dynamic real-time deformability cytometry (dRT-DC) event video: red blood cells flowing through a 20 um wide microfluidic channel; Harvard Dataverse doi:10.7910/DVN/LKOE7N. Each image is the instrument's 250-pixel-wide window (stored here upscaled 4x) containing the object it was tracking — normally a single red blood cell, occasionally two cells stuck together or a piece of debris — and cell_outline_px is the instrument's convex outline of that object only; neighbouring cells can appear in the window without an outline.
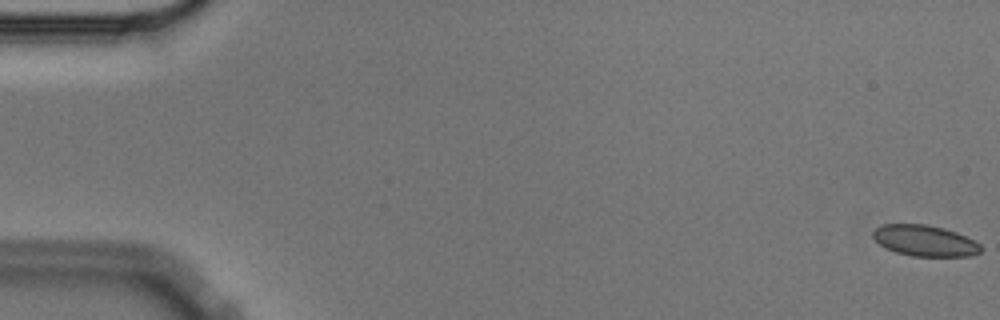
{"species": "Egyptian fruit bat (a non-hibernating species)", "species_latin": "Rousettus aegyptiacus", "temperature_condition": "cold", "stored_images_in_passage": 57, "camera_frame_rate_fps": 3000, "um_per_image_px": 0.085, "animal": {"sex": "male"}, "frame": {"image": 1, "passage_image": 1, "time_ms": 0.0, "image_size_px": [1000, 320], "cell_outline_px": [[980, 252], [972, 256], [912, 256], [896, 252], [884, 248], [872, 236], [872, 232], [880, 224], [928, 224], [944, 228], [956, 232], [980, 244]], "centroid_in_image_um": [78.57, 20.45], "position_along_channel_um": 6.4, "area_um2": 19.48}}
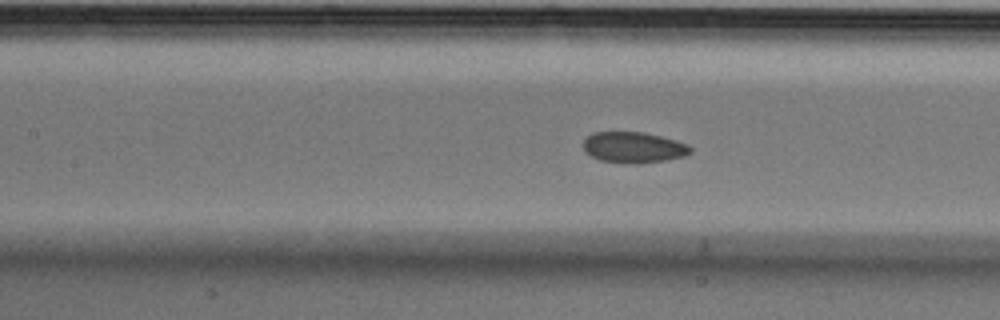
{"frame": {"image": 2, "passage_image": 26, "time_ms": 8.333, "image_size_px": [1000, 320], "cell_outline_px": [[692, 152], [684, 156], [664, 160], [640, 164], [624, 164], [600, 160], [592, 156], [584, 148], [584, 140], [592, 132], [644, 132], [676, 140], [688, 144], [692, 148]], "centroid_in_image_um": [53.88, 12.53], "position_along_channel_um": 153.5, "area_um2": 19.36}}
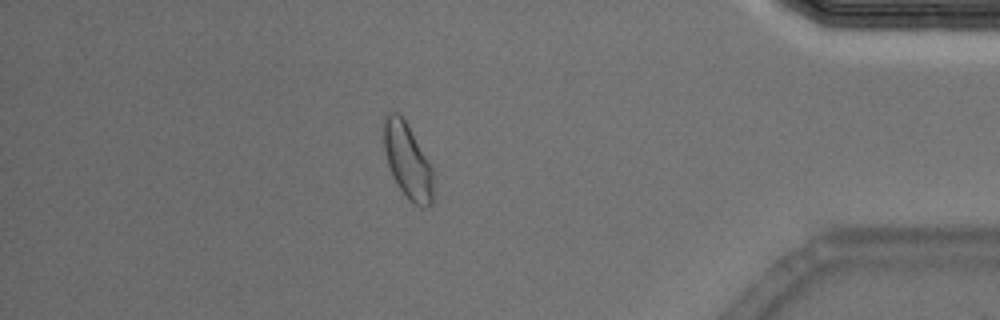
{"frame": {"image": 3, "passage_image": 50, "time_ms": 16.333, "image_size_px": [1000, 320], "cell_outline_px": [[432, 204], [428, 208], [420, 208], [408, 200], [392, 176], [388, 164], [384, 148], [384, 120], [388, 112], [396, 112], [408, 124], [432, 168]], "centroid_in_image_um": [34.65, 13.71], "position_along_channel_um": 400.6, "area_um2": 21.44}, "authors_computed_cell_mechanics": {"area_um2": 20.1144, "velocity_mm_per_s": 3.5421, "shape_relaxation_time_tau1_ms": 4.0272, "shape_relaxation_time_tau2_ms": 1.1045, "deformation_change_tau1": 0.0649, "deformation_change_tau2": 0.0503}}